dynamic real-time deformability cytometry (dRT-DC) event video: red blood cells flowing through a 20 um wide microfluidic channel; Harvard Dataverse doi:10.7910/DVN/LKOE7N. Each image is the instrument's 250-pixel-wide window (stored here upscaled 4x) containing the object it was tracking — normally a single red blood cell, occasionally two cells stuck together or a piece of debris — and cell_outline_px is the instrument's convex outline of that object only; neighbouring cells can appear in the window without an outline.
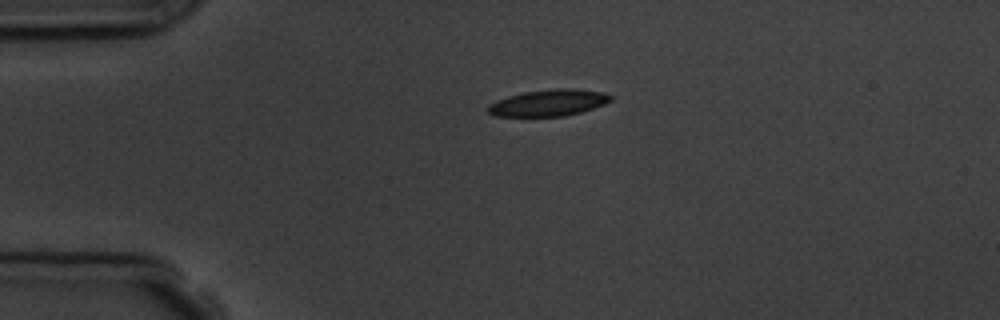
{"species": "common noctule bat (a hibernating species)", "species_latin": "Nyctalus noctula", "temperature_condition": "room temperature", "stored_images_in_passage": 2, "camera_frame_rate_fps": 3000, "um_per_image_px": 0.085, "animal": {"sex": "male", "body_mass_g": 19.5, "forearm_length_mm": 54.6}, "frame": {"image": 1, "passage_image": 1, "time_ms": 0.0, "image_size_px": [1000, 320], "cell_outline_px": [[612, 100], [604, 104], [580, 112], [564, 116], [496, 116], [488, 112], [488, 104], [496, 100], [508, 96], [524, 92], [556, 88], [572, 88], [604, 92], [612, 96]], "centroid_in_image_um": [46.63, 8.73], "position_along_channel_um": 38.4, "area_um2": 18.9}}